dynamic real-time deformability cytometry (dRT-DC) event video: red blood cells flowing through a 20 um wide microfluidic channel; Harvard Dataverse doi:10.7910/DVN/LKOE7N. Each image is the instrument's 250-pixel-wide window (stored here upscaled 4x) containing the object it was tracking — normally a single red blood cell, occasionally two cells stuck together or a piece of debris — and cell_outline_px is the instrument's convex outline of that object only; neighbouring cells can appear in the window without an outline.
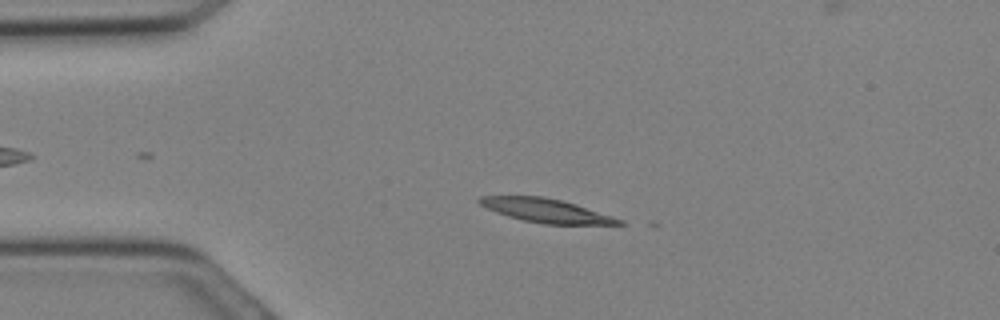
{"species": "Egyptian fruit bat (a non-hibernating species)", "species_latin": "Rousettus aegyptiacus", "temperature_condition": "cold", "stored_images_in_passage": 12, "camera_frame_rate_fps": 3000, "um_per_image_px": 0.085, "animal": {"sex": "female"}, "frame": {"image": 1, "passage_image": 6, "time_ms": 1.667, "image_size_px": [1000, 320], "cell_outline_px": [[624, 224], [544, 224], [524, 220], [508, 216], [496, 212], [480, 204], [476, 200], [480, 196], [544, 196], [576, 204], [624, 220]], "centroid_in_image_um": [46.41, 17.89], "position_along_channel_um": 38.6, "area_um2": 19.07}}
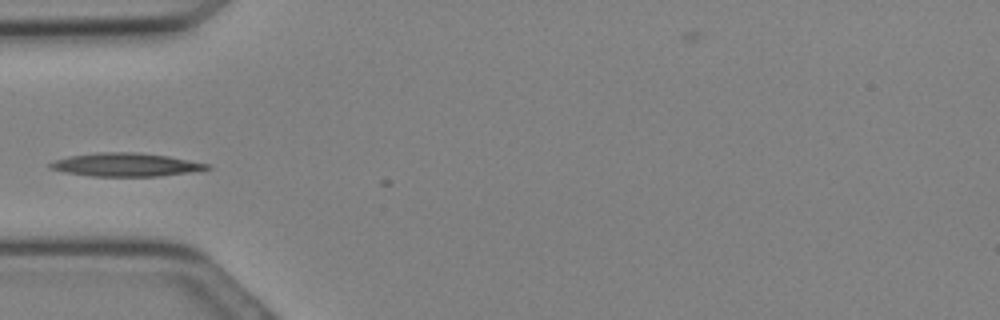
{"frame": {"image": 2, "passage_image": 9, "time_ms": 2.667, "image_size_px": [1000, 320], "cell_outline_px": [[212, 168], [188, 172], [160, 176], [92, 176], [64, 172], [52, 168], [48, 164], [52, 160], [68, 156], [96, 152], [136, 152], [168, 156], [212, 164]], "centroid_in_image_um": [10.69, 13.99], "position_along_channel_um": 74.3, "area_um2": 21.39}}
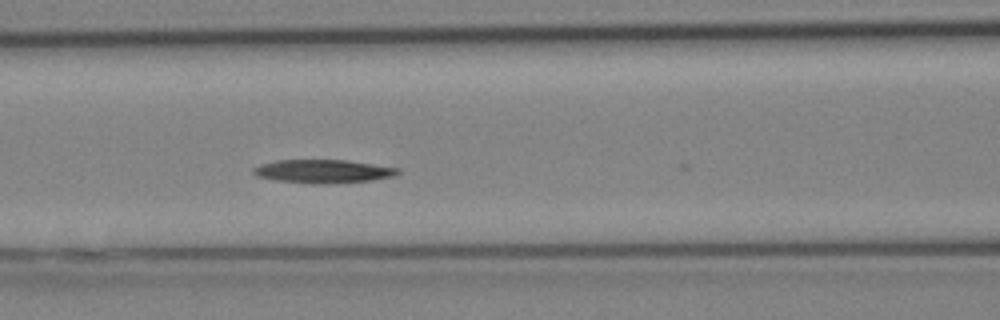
{"frame": {"image": 3, "passage_image": 12, "time_ms": 3.667, "image_size_px": [1000, 320], "cell_outline_px": [[400, 172], [396, 176], [372, 180], [324, 184], [316, 184], [276, 180], [256, 176], [252, 172], [252, 168], [260, 164], [276, 160], [348, 160], [400, 168]], "centroid_in_image_um": [27.47, 14.56], "position_along_channel_um": 139.1, "area_um2": 19.83}}